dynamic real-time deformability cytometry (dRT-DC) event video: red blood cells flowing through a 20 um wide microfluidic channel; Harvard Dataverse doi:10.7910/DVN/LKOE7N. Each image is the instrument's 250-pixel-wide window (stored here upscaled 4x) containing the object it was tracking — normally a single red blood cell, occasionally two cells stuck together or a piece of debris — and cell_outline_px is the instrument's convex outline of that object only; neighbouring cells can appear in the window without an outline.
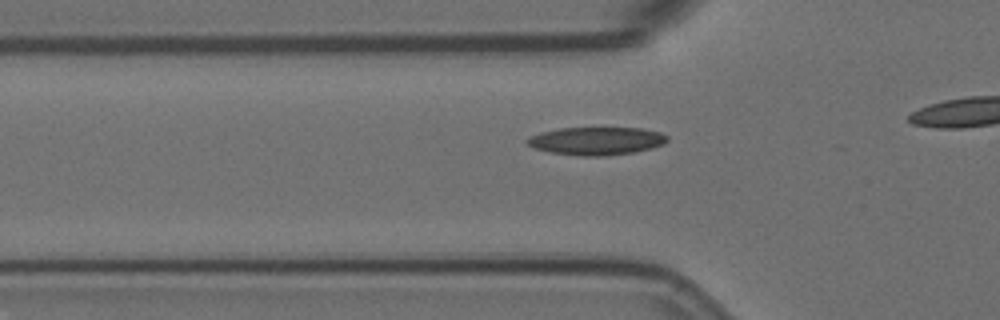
{"species": "Egyptian fruit bat (a non-hibernating species)", "species_latin": "Rousettus aegyptiacus", "temperature_condition": "room temperature", "stored_images_in_passage": 12, "camera_frame_rate_fps": 3000, "um_per_image_px": 0.085, "animal": {"sex": "female"}, "frame": {"image": 1, "passage_image": 10, "time_ms": 3.0, "image_size_px": [1000, 320], "cell_outline_px": [[668, 140], [664, 144], [652, 148], [632, 152], [604, 156], [580, 156], [552, 152], [536, 148], [528, 144], [524, 140], [528, 136], [540, 132], [560, 128], [640, 128], [660, 132], [668, 136]], "centroid_in_image_um": [50.69, 11.97], "position_along_channel_um": 75.1, "area_um2": 22.77}}